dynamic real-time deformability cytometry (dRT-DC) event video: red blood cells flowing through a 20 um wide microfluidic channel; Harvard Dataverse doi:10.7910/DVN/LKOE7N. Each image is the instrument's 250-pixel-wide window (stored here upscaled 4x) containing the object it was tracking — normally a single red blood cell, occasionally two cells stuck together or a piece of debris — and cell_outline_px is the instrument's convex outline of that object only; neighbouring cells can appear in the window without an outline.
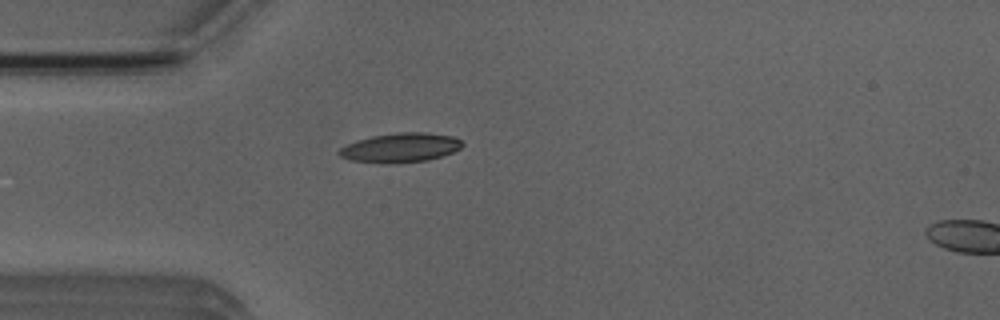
{"species": "Egyptian fruit bat (a non-hibernating species)", "species_latin": "Rousettus aegyptiacus", "temperature_condition": "room temperature", "stored_images_in_passage": 4, "camera_frame_rate_fps": 3000, "um_per_image_px": 0.085, "animal": {"sex": "male"}, "frame": {"image": 1, "passage_image": 3, "time_ms": 2.333, "image_size_px": [1000, 320], "cell_outline_px": [[464, 144], [460, 148], [452, 152], [428, 160], [384, 164], [352, 160], [340, 156], [336, 152], [340, 148], [356, 140], [372, 136], [396, 132], [424, 132], [452, 136], [460, 140]], "centroid_in_image_um": [34.01, 12.55], "position_along_channel_um": 51.0, "area_um2": 20.98}}